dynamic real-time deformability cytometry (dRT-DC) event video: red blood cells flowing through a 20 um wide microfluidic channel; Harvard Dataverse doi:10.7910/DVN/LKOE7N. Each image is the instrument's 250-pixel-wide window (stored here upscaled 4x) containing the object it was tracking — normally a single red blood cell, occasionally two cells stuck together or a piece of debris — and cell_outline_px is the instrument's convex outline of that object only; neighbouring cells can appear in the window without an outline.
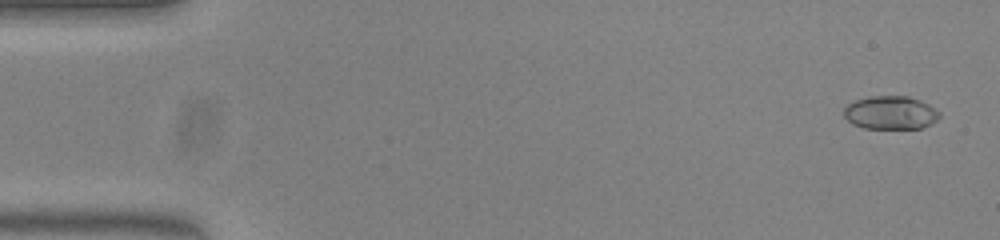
{"species": "common noctule bat (a hibernating species)", "species_latin": "Nyctalus noctula", "temperature_condition": "warm", "stored_images_in_passage": 52, "camera_frame_rate_fps": 3000, "um_per_image_px": 0.085, "animal": {"sex": "female", "body_mass_g": 23.0, "forearm_length_mm": 53.4}, "frame": {"image": 1, "passage_image": 2, "time_ms": 0.333, "image_size_px": [1000, 240], "cell_outline_px": [[940, 116], [932, 124], [920, 128], [864, 128], [852, 124], [844, 116], [844, 108], [848, 104], [856, 100], [868, 96], [908, 96], [920, 100], [936, 108], [940, 112]], "centroid_in_image_um": [75.71, 9.57], "position_along_channel_um": 9.3, "area_um2": 18.61}}
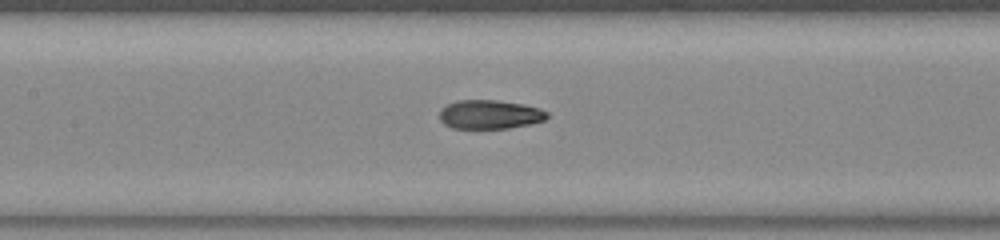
{"frame": {"image": 2, "passage_image": 24, "time_ms": 7.667, "image_size_px": [1000, 240], "cell_outline_px": [[548, 116], [544, 120], [528, 124], [508, 128], [452, 128], [444, 124], [440, 120], [440, 108], [456, 100], [496, 100], [524, 104], [540, 108], [548, 112]], "centroid_in_image_um": [41.61, 9.72], "position_along_channel_um": 165.8, "area_um2": 18.15}}
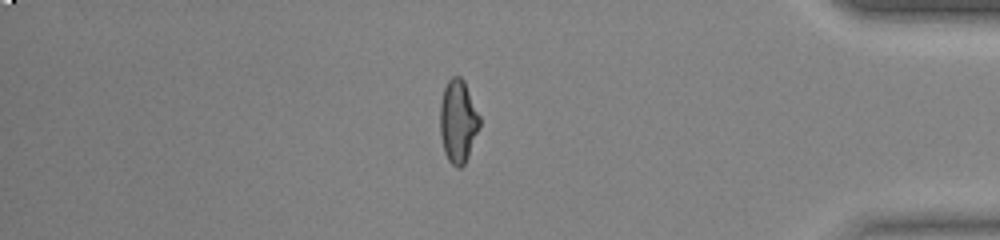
{"frame": {"image": 3, "passage_image": 44, "time_ms": 14.333, "image_size_px": [1000, 240], "cell_outline_px": [[480, 124], [468, 156], [464, 164], [460, 168], [456, 168], [448, 160], [444, 152], [440, 136], [440, 104], [444, 88], [448, 80], [452, 76], [460, 76], [464, 80], [480, 116]], "centroid_in_image_um": [38.92, 10.3], "position_along_channel_um": 396.3, "area_um2": 19.13}, "authors_computed_cell_mechanics": {"area_um2": 18.7272, "velocity_mm_per_s": 3.977, "shape_relaxation_time_tau1_ms": null, "shape_relaxation_time_tau2_ms": 1.4241, "deformation_change_tau1": null, "deformation_change_tau2": 0.0698}}